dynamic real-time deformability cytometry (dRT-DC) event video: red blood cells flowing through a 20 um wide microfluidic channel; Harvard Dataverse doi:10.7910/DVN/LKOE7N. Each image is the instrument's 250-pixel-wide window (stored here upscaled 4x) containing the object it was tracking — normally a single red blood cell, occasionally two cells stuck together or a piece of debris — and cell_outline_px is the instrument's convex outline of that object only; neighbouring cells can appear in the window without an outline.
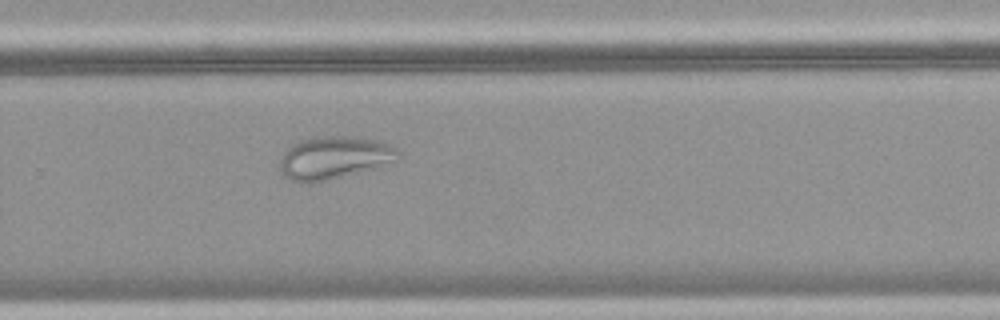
{"species": "common noctule bat (a hibernating species)", "species_latin": "Nyctalus noctula", "temperature_condition": "warm", "stored_images_in_passage": 30, "camera_frame_rate_fps": 3000, "um_per_image_px": 0.085, "animal": {"sex": "female", "body_mass_g": 18.4}, "frame": {"image": 1, "passage_image": 26, "time_ms": 8.333, "image_size_px": [1000, 320], "cell_outline_px": [[400, 160], [372, 168], [328, 180], [288, 180], [284, 176], [280, 168], [280, 156], [292, 144], [300, 140], [316, 136], [344, 136], [376, 140], [388, 144], [396, 148], [400, 152]], "centroid_in_image_um": [28.41, 13.37], "position_along_channel_um": 301.4, "area_um2": 28.96}}